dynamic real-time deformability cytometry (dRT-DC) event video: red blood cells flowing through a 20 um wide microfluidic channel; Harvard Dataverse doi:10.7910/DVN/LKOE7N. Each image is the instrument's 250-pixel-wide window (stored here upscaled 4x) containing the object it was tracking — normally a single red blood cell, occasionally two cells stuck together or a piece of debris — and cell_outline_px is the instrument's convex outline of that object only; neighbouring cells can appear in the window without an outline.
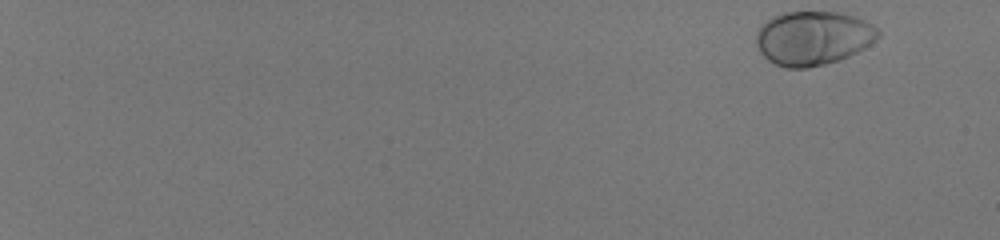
{"species": "human", "species_latin": "Homo sapiens", "temperature_condition": "room temperature", "stored_images_in_passage": 54, "camera_frame_rate_fps": 3000, "um_per_image_px": 0.085, "donor": {"sex": "male"}, "frame": {"image": 1, "passage_image": 1, "time_ms": 0.0, "image_size_px": [1000, 240], "cell_outline_px": [[880, 36], [864, 48], [848, 56], [824, 64], [808, 68], [784, 68], [768, 60], [760, 52], [756, 44], [756, 32], [772, 16], [780, 12], [840, 12], [856, 16], [872, 24], [880, 32]], "centroid_in_image_um": [69.1, 3.23], "position_along_channel_um": 15.9, "area_um2": 38.38}}
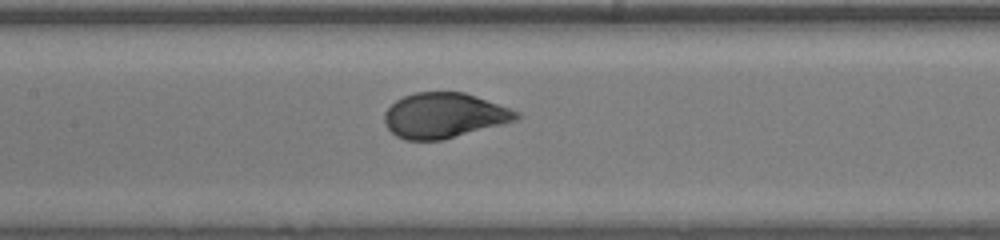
{"frame": {"image": 2, "passage_image": 31, "time_ms": 10.0, "image_size_px": [1000, 240], "cell_outline_px": [[520, 116], [516, 120], [504, 124], [444, 140], [404, 140], [396, 136], [384, 124], [384, 112], [396, 100], [404, 96], [416, 92], [464, 92], [476, 96], [520, 112]], "centroid_in_image_um": [37.74, 9.82], "position_along_channel_um": 169.7, "area_um2": 34.8}}
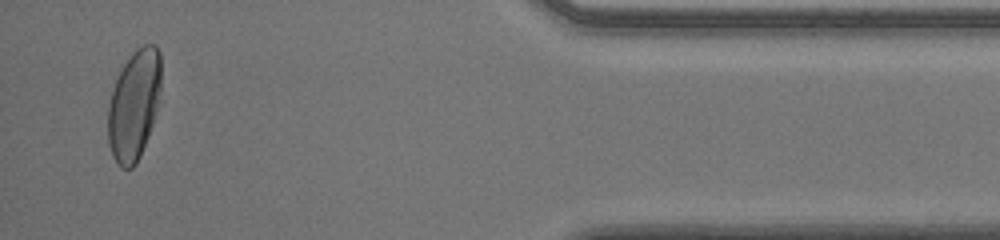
{"frame": {"image": 3, "passage_image": 53, "time_ms": 17.333, "image_size_px": [1000, 240], "cell_outline_px": [[160, 88], [156, 108], [152, 124], [148, 136], [140, 156], [136, 164], [132, 168], [120, 168], [116, 164], [112, 156], [108, 144], [108, 104], [116, 80], [124, 64], [132, 52], [136, 48], [144, 44], [156, 44], [160, 52]], "centroid_in_image_um": [11.38, 8.93], "position_along_channel_um": 423.8, "area_um2": 33.99}, "authors_computed_cell_mechanics": {"area_um2": 35.6626, "velocity_mm_per_s": 4.0059, "shape_relaxation_time_tau1_ms": 3.2314, "shape_relaxation_time_tau2_ms": null, "deformation_change_tau1": 0.1691, "deformation_change_tau2": null}}